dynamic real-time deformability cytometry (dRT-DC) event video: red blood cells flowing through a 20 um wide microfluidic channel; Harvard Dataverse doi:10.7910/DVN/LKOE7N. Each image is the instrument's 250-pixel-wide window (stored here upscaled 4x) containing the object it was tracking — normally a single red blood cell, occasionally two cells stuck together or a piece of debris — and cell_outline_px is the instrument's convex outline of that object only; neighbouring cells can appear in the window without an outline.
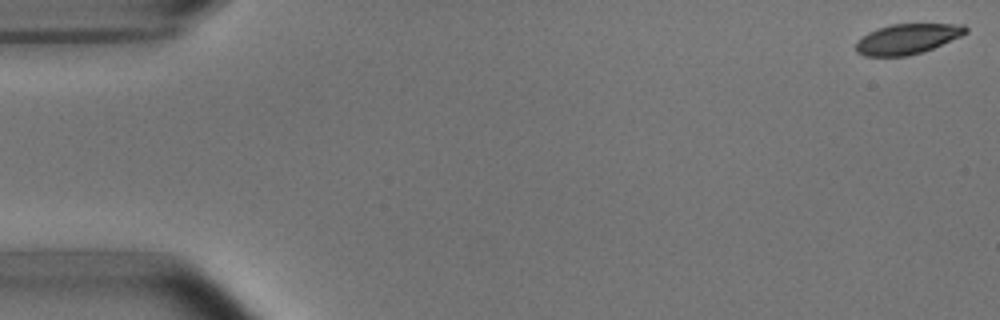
{"species": "common noctule bat (a hibernating species)", "species_latin": "Nyctalus noctula", "temperature_condition": "room temperature", "stored_images_in_passage": 5, "camera_frame_rate_fps": 3000, "um_per_image_px": 0.085, "animal": {"sex": "male", "body_mass_g": 15.6}, "frame": {"image": 1, "passage_image": 1, "time_ms": 0.0, "image_size_px": [1000, 320], "cell_outline_px": [[968, 32], [960, 36], [932, 48], [908, 56], [864, 56], [856, 52], [856, 40], [868, 32], [876, 28], [892, 24], [964, 24], [968, 28]], "centroid_in_image_um": [77.08, 3.3], "position_along_channel_um": 7.9, "area_um2": 19.31}}